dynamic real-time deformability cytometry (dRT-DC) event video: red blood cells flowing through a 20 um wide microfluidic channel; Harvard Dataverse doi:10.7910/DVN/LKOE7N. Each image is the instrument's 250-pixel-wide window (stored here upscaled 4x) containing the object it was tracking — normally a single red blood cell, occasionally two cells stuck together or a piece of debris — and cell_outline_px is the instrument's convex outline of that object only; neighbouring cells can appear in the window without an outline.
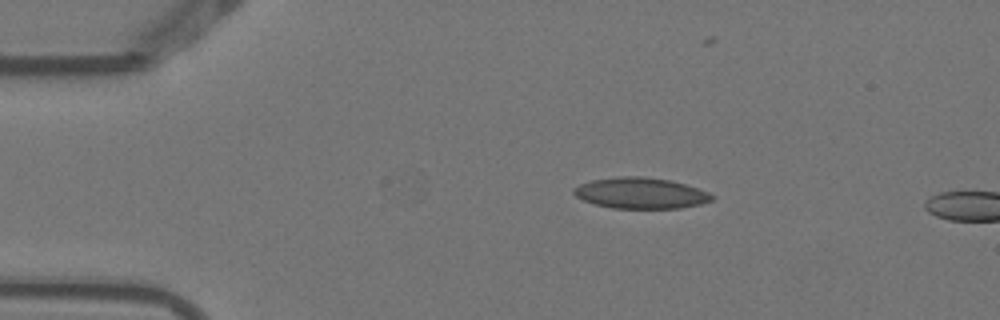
{"species": "Egyptian fruit bat (a non-hibernating species)", "species_latin": "Rousettus aegyptiacus", "temperature_condition": "warm", "stored_images_in_passage": 3, "camera_frame_rate_fps": 3000, "um_per_image_px": 0.085, "animal": {"sex": "female"}, "frame": {"image": 1, "passage_image": 2, "time_ms": 0.333, "image_size_px": [1000, 320], "cell_outline_px": [[716, 196], [712, 200], [700, 204], [680, 208], [612, 208], [596, 204], [584, 200], [576, 196], [572, 192], [572, 188], [580, 184], [592, 180], [620, 176], [644, 176], [672, 180], [708, 192]], "centroid_in_image_um": [54.45, 16.41], "position_along_channel_um": 30.5, "area_um2": 24.91}}